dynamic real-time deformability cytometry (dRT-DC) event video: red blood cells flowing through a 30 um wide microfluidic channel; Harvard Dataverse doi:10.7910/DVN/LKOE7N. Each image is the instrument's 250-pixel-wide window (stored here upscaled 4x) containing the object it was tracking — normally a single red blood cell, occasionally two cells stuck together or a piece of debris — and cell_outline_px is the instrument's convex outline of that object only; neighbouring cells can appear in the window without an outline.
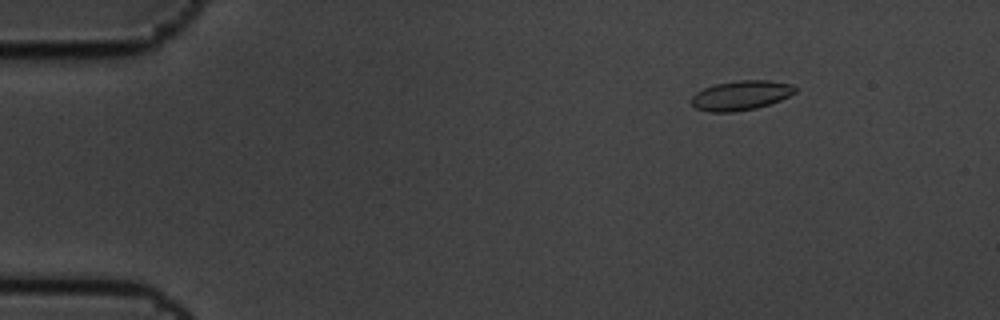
{"species": "common noctule bat (a hibernating species)", "species_latin": "Nyctalus noctula", "temperature_condition": "cold", "stored_images_in_passage": 4, "camera_frame_rate_fps": 3000, "um_per_image_px": 0.085, "animal": {"sex": "male", "body_mass_g": 19.5, "forearm_length_mm": 54.6}, "frame": {"image": 1, "passage_image": 2, "time_ms": 0.333, "image_size_px": [1000, 320], "cell_outline_px": [[796, 92], [780, 100], [756, 108], [736, 112], [708, 112], [696, 108], [688, 100], [696, 92], [704, 88], [716, 84], [740, 80], [768, 80], [792, 84], [796, 88]], "centroid_in_image_um": [62.95, 8.11], "position_along_channel_um": 22.1, "area_um2": 17.92}}